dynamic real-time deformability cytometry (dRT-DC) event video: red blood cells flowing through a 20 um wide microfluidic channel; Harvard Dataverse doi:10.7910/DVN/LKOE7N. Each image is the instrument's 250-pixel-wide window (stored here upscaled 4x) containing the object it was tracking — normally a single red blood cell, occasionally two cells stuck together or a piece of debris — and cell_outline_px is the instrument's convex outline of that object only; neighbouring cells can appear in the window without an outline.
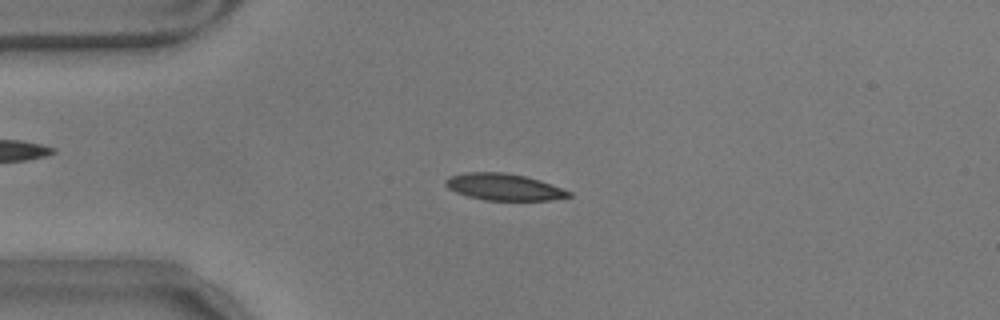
{"species": "common noctule bat (a hibernating species)", "species_latin": "Nyctalus noctula", "temperature_condition": "warm", "stored_images_in_passage": 47, "camera_frame_rate_fps": 3000, "um_per_image_px": 0.085, "animal": {"sex": "male", "body_mass_g": 17.9}, "frame": {"image": 1, "passage_image": 4, "time_ms": 1.0, "image_size_px": [1000, 320], "cell_outline_px": [[572, 196], [552, 200], [484, 200], [468, 196], [456, 192], [448, 188], [444, 184], [444, 180], [448, 176], [468, 172], [504, 172], [524, 176], [540, 180], [572, 192]], "centroid_in_image_um": [42.81, 15.89], "position_along_channel_um": 42.2, "area_um2": 19.19}}
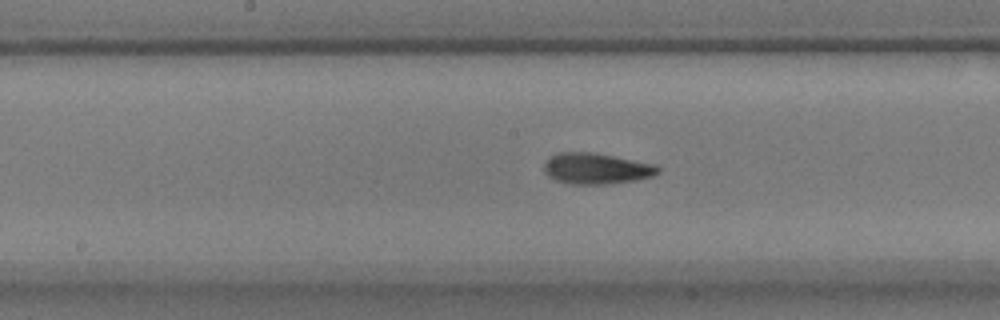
{"frame": {"image": 2, "passage_image": 19, "time_ms": 6.0, "image_size_px": [1000, 320], "cell_outline_px": [[660, 172], [656, 176], [636, 180], [608, 184], [572, 184], [556, 180], [548, 176], [544, 172], [544, 164], [548, 156], [556, 152], [592, 152], [656, 164], [660, 168]], "centroid_in_image_um": [50.7, 14.32], "position_along_channel_um": 197.5, "area_um2": 20.87}}
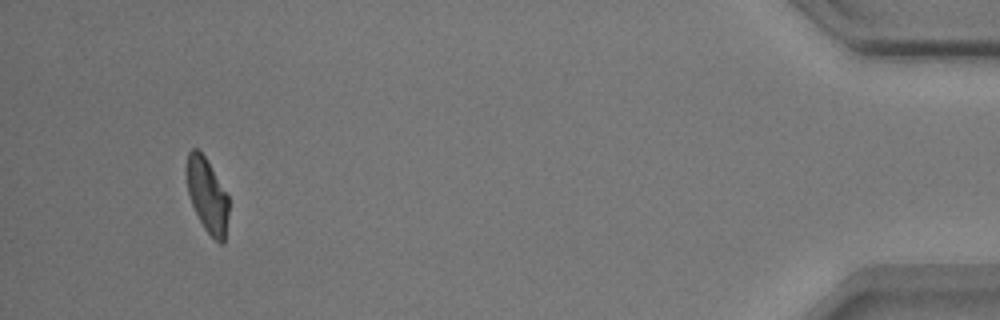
{"frame": {"image": 3, "passage_image": 44, "time_ms": 14.333, "image_size_px": [1000, 320], "cell_outline_px": [[228, 216], [224, 244], [220, 244], [204, 228], [192, 204], [188, 192], [184, 172], [188, 152], [192, 148], [196, 148], [204, 156], [228, 196]], "centroid_in_image_um": [17.58, 16.59], "position_along_channel_um": 417.6, "area_um2": 18.09}, "authors_computed_cell_mechanics": {"area_um2": 19.5942, "velocity_mm_per_s": 3.5209, "shape_relaxation_time_tau1_ms": 5.913, "shape_relaxation_time_tau2_ms": 1.5535, "deformation_change_tau1": 0.1613, "deformation_change_tau2": 0.0798}}